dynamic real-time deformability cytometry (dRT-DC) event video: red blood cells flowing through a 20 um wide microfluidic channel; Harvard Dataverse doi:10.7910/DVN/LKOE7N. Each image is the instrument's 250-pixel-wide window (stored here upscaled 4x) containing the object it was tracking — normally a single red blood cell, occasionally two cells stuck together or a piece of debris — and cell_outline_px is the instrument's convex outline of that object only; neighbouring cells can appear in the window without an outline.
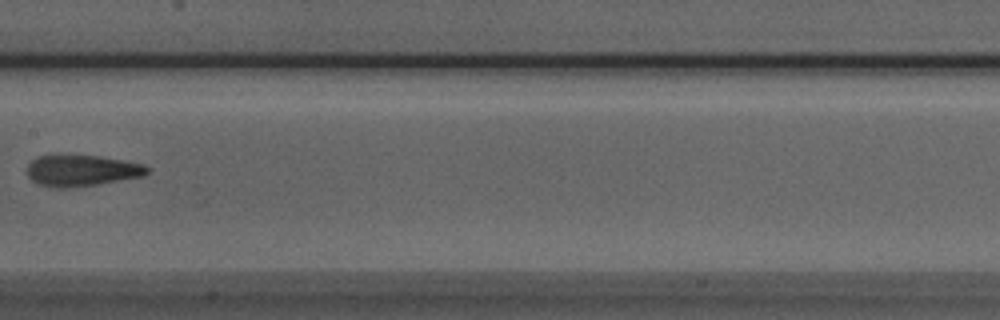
{"species": "Egyptian fruit bat (a non-hibernating species)", "species_latin": "Rousettus aegyptiacus", "temperature_condition": "room temperature", "stored_images_in_passage": 8, "camera_frame_rate_fps": 3000, "um_per_image_px": 0.085, "animal": {"sex": "male"}, "frame": {"image": 1, "passage_image": 7, "time_ms": 2.0, "image_size_px": [1000, 320], "cell_outline_px": [[152, 168], [144, 176], [96, 184], [64, 188], [52, 188], [36, 184], [28, 176], [28, 164], [32, 160], [40, 156], [100, 156], [144, 164]], "centroid_in_image_um": [6.97, 14.51], "position_along_channel_um": 200.4, "area_um2": 21.68}}
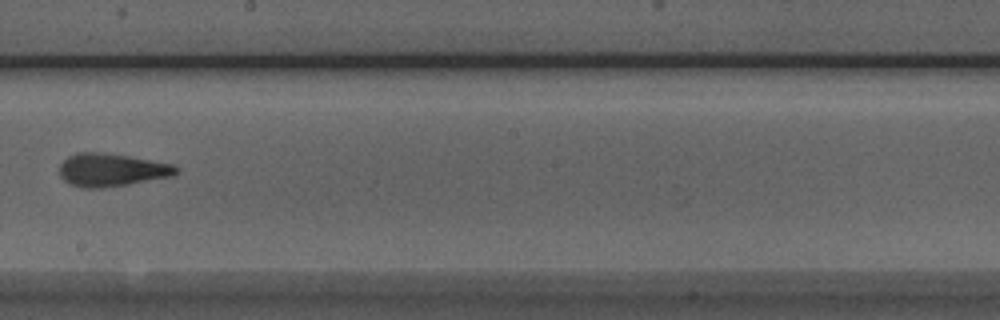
{"frame": {"image": 2, "passage_image": 8, "time_ms": 2.333, "image_size_px": [1000, 320], "cell_outline_px": [[180, 168], [172, 176], [128, 184], [104, 188], [84, 188], [68, 184], [60, 176], [60, 164], [68, 156], [76, 152], [104, 152], [128, 156], [172, 164]], "centroid_in_image_um": [9.44, 14.44], "position_along_channel_um": 238.8, "area_um2": 22.43}}